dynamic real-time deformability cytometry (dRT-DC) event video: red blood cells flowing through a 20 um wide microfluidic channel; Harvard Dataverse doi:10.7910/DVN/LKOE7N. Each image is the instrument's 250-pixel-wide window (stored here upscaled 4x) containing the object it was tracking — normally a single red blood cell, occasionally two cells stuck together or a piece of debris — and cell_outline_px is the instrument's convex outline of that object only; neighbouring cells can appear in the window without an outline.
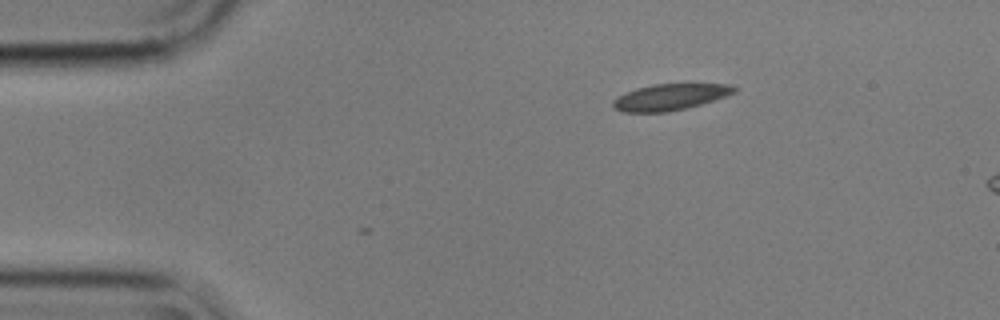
{"species": "common noctule bat (a hibernating species)", "species_latin": "Nyctalus noctula", "temperature_condition": "cold", "stored_images_in_passage": 2, "camera_frame_rate_fps": 3000, "um_per_image_px": 0.085, "animal": {"sex": "male", "body_mass_g": 17.9}, "frame": {"image": 1, "passage_image": 2, "time_ms": 0.333, "image_size_px": [1000, 320], "cell_outline_px": [[736, 92], [688, 108], [668, 112], [624, 112], [616, 108], [612, 104], [612, 100], [636, 88], [652, 84], [728, 84], [736, 88]], "centroid_in_image_um": [56.95, 8.25], "position_along_channel_um": 28.1, "area_um2": 18.26}}